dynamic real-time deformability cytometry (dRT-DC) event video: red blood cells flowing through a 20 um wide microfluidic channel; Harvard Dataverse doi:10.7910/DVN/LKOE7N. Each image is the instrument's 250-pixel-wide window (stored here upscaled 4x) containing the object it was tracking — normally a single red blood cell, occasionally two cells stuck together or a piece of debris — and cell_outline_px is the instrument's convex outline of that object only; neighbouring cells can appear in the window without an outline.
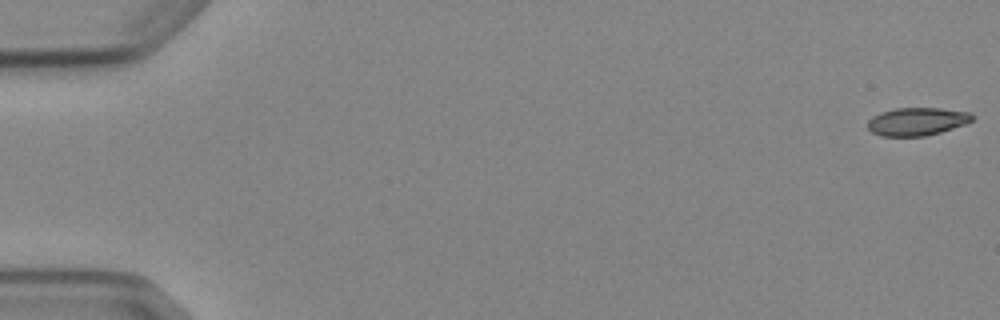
{"species": "Egyptian fruit bat (a non-hibernating species)", "species_latin": "Rousettus aegyptiacus", "temperature_condition": "cold", "stored_images_in_passage": 4, "camera_frame_rate_fps": 3000, "um_per_image_px": 0.085, "animal": {"sex": "female"}, "frame": {"image": 1, "passage_image": 1, "time_ms": 0.0, "image_size_px": [1000, 320], "cell_outline_px": [[976, 116], [972, 120], [964, 124], [940, 132], [924, 136], [880, 136], [872, 132], [868, 128], [868, 120], [872, 116], [880, 112], [896, 108], [940, 108], [972, 112]], "centroid_in_image_um": [77.95, 10.32], "position_along_channel_um": 7.1, "area_um2": 17.11}}